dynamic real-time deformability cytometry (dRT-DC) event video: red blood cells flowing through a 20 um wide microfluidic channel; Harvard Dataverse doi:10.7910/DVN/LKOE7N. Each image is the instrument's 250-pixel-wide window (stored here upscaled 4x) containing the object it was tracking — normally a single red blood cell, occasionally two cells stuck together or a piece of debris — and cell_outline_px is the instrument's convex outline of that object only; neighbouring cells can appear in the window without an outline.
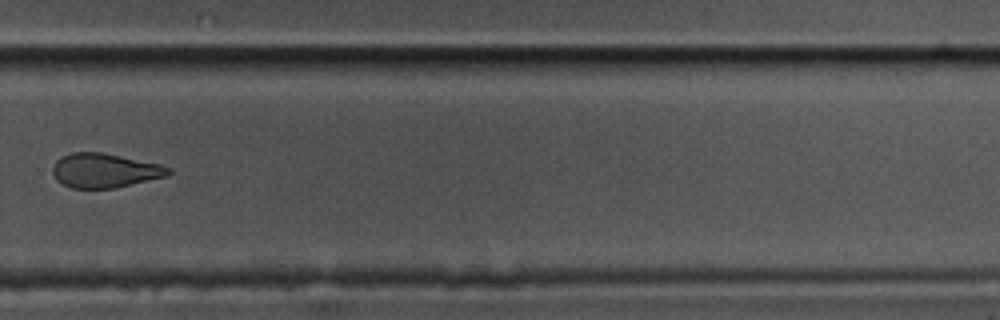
{"species": "common noctule bat (a hibernating species)", "species_latin": "Nyctalus noctula", "temperature_condition": "cold", "stored_images_in_passage": 7, "camera_frame_rate_fps": 3000, "um_per_image_px": 0.085, "animal": {"sex": "male", "body_mass_g": 17.5, "forearm_length_mm": 52.3}, "frame": {"image": 1, "passage_image": 7, "time_ms": 2.0, "image_size_px": [1000, 320], "cell_outline_px": [[172, 172], [168, 176], [116, 188], [72, 188], [56, 180], [52, 172], [52, 168], [56, 160], [60, 156], [72, 152], [100, 152], [160, 164], [172, 168]], "centroid_in_image_um": [8.91, 14.49], "position_along_channel_um": 320.9, "area_um2": 23.24}}